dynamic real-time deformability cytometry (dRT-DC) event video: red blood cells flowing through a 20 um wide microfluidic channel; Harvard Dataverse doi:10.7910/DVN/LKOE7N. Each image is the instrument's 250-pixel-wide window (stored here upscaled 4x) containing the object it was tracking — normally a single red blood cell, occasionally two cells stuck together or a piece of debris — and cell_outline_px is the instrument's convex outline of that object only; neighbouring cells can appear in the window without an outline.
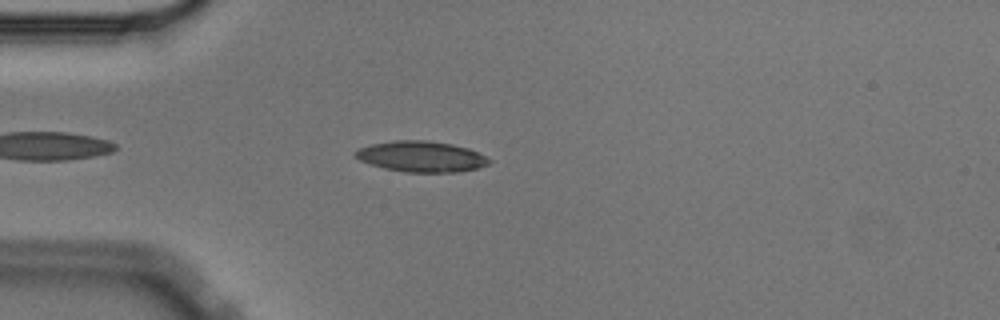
{"species": "Egyptian fruit bat (a non-hibernating species)", "species_latin": "Rousettus aegyptiacus", "temperature_condition": "cold", "stored_images_in_passage": 42, "camera_frame_rate_fps": 3000, "um_per_image_px": 0.085, "animal": {"sex": "male"}, "frame": {"image": 1, "passage_image": 5, "time_ms": 1.333, "image_size_px": [1000, 320], "cell_outline_px": [[492, 160], [488, 164], [476, 168], [456, 172], [404, 172], [384, 168], [360, 160], [352, 152], [360, 148], [372, 144], [396, 140], [428, 140], [452, 144], [468, 148]], "centroid_in_image_um": [35.8, 13.3], "position_along_channel_um": 49.2, "area_um2": 23.76}}
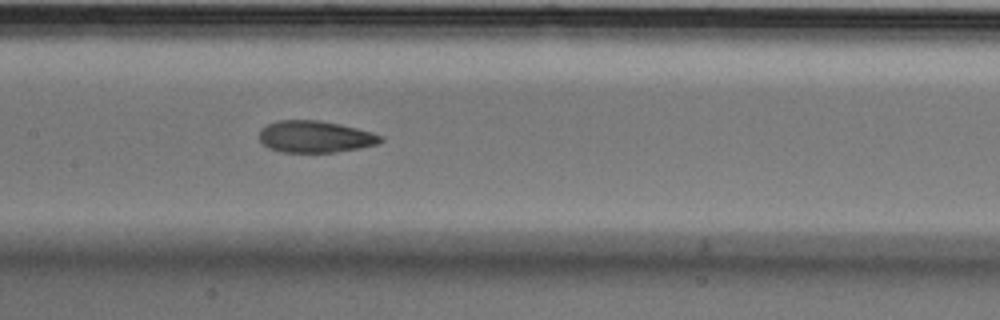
{"frame": {"image": 2, "passage_image": 17, "time_ms": 5.333, "image_size_px": [1000, 320], "cell_outline_px": [[384, 140], [376, 144], [360, 148], [336, 152], [280, 152], [268, 148], [260, 140], [260, 128], [276, 120], [320, 120], [340, 124], [372, 132], [384, 136]], "centroid_in_image_um": [26.79, 11.61], "position_along_channel_um": 180.6, "area_um2": 22.6}}
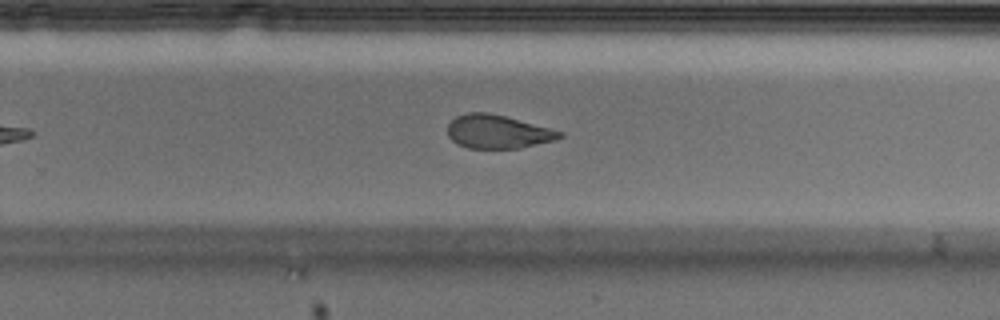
{"frame": {"image": 3, "passage_image": 26, "time_ms": 8.333, "image_size_px": [1000, 320], "cell_outline_px": [[564, 136], [556, 140], [520, 148], [468, 148], [456, 144], [448, 136], [448, 124], [456, 116], [468, 112], [484, 112], [504, 116], [564, 132]], "centroid_in_image_um": [42.3, 11.2], "position_along_channel_um": 287.5, "area_um2": 21.79}, "authors_computed_cell_mechanics": {"area_um2": 23.2356, "velocity_mm_per_s": 3.5762, "shape_relaxation_time_tau1_ms": 5.8947, "shape_relaxation_time_tau2_ms": 2.7525, "deformation_change_tau1": 0.155, "deformation_change_tau2": 0.0844}}